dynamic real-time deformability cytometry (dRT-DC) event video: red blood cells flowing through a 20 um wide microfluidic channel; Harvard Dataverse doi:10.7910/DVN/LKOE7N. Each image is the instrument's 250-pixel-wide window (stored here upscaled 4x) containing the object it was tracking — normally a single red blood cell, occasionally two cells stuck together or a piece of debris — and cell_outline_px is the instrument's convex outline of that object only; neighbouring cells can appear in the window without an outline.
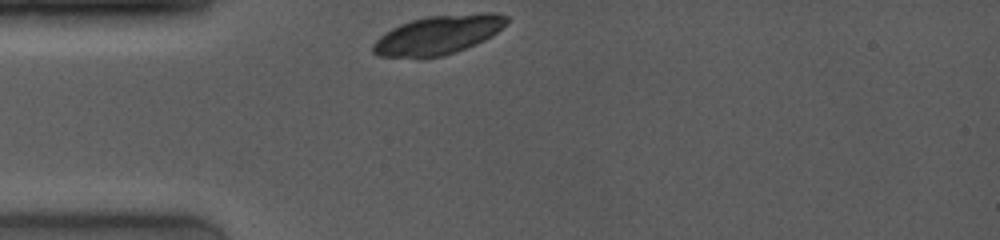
{"species": "common noctule bat (a hibernating species)", "species_latin": "Nyctalus noctula", "temperature_condition": "room temperature", "stored_images_in_passage": 4, "camera_frame_rate_fps": 4000, "um_per_image_px": 0.085, "animal": {"sex": "female", "body_mass_g": 19.0, "forearm_length_mm": 53.3}, "frame": {"image": 1, "passage_image": 1, "time_ms": 0.0, "image_size_px": [1000, 240], "cell_outline_px": [[508, 20], [492, 36], [476, 44], [456, 52], [440, 56], [420, 60], [380, 56], [372, 52], [372, 44], [380, 36], [392, 28], [400, 24], [412, 20], [428, 16], [484, 12], [492, 12], [508, 16]], "centroid_in_image_um": [37.2, 2.99], "position_along_channel_um": 47.8, "area_um2": 30.75}}